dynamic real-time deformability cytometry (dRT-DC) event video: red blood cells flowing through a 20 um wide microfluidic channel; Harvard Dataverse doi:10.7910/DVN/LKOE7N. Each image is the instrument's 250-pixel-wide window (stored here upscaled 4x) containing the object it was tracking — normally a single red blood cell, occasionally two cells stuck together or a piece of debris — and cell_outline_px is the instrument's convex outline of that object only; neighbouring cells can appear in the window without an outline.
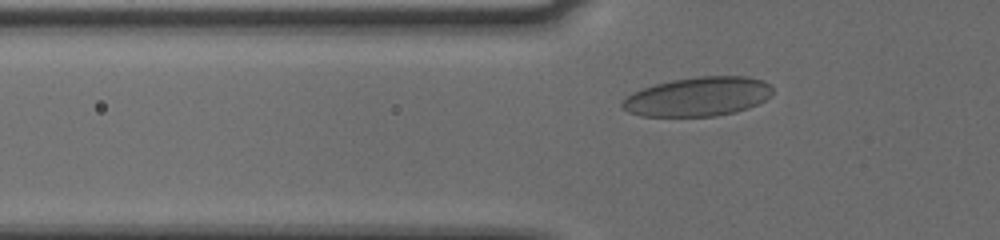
{"species": "human", "species_latin": "Homo sapiens", "temperature_condition": "cold", "stored_images_in_passage": 43, "camera_frame_rate_fps": 3000, "um_per_image_px": 0.085, "donor": {"sex": "male"}, "frame": {"image": 1, "passage_image": 11, "time_ms": 3.333, "image_size_px": [1000, 240], "cell_outline_px": [[772, 92], [764, 100], [748, 108], [736, 112], [716, 116], [640, 116], [628, 112], [620, 104], [632, 92], [656, 84], [672, 80], [700, 76], [748, 76], [764, 80], [772, 88]], "centroid_in_image_um": [59.33, 8.21], "position_along_channel_um": 66.5, "area_um2": 34.16}}
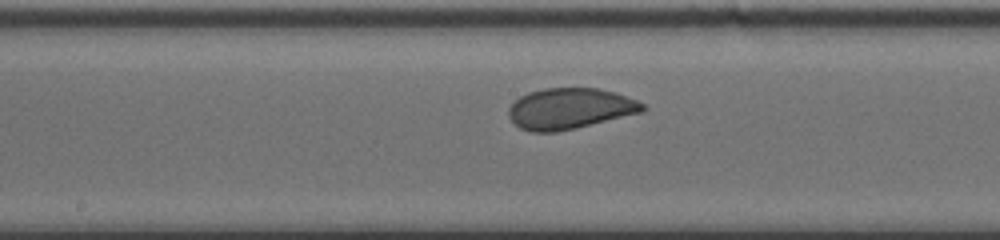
{"frame": {"image": 2, "passage_image": 22, "time_ms": 7.0, "image_size_px": [1000, 240], "cell_outline_px": [[648, 108], [644, 112], [576, 128], [556, 132], [532, 132], [520, 128], [508, 116], [508, 108], [520, 96], [528, 92], [544, 88], [600, 88], [616, 92], [636, 100], [644, 104]], "centroid_in_image_um": [48.47, 9.23], "position_along_channel_um": 199.7, "area_um2": 32.14}}
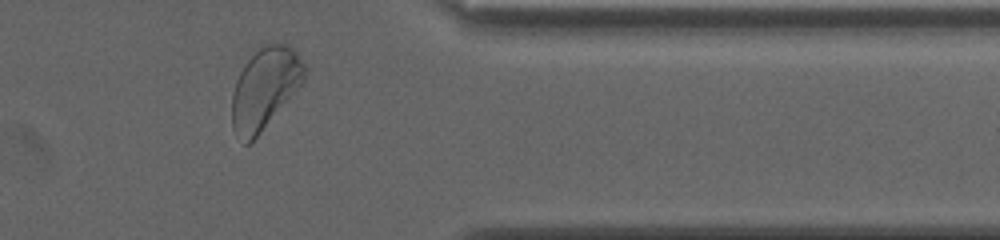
{"frame": {"image": 3, "passage_image": 38, "time_ms": 12.333, "image_size_px": [1000, 240], "cell_outline_px": [[308, 72], [304, 80], [260, 132], [248, 144], [244, 144], [232, 128], [232, 96], [236, 80], [240, 72], [248, 60], [264, 44], [288, 44], [296, 52], [308, 68]], "centroid_in_image_um": [22.51, 7.49], "position_along_channel_um": 388.9, "area_um2": 33.64}}